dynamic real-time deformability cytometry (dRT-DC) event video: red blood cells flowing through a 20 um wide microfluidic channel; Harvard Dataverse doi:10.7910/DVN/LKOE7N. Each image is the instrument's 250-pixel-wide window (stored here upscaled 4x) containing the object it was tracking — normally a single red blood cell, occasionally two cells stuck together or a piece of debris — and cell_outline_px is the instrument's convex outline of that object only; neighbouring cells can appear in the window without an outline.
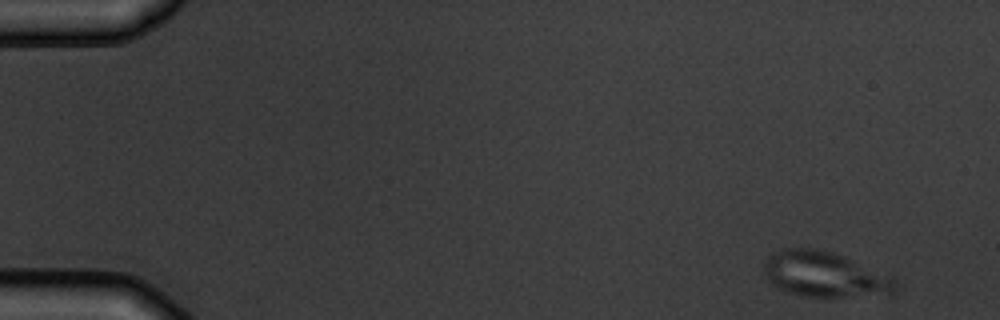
{"species": "common noctule bat (a hibernating species)", "species_latin": "Nyctalus noctula", "temperature_condition": "warm", "stored_images_in_passage": 4, "camera_frame_rate_fps": 3000, "um_per_image_px": 0.085, "animal": {"sex": "male", "body_mass_g": 19.5, "forearm_length_mm": 54.6}, "frame": {"image": 1, "passage_image": 1, "time_ms": 0.0, "image_size_px": [1000, 320], "cell_outline_px": [[896, 280], [892, 296], [804, 296], [788, 292], [772, 284], [768, 280], [764, 272], [764, 260], [772, 252], [784, 248], [812, 248], [832, 252], [844, 256]], "centroid_in_image_um": [70.05, 23.33], "position_along_channel_um": 14.9, "area_um2": 34.45}}